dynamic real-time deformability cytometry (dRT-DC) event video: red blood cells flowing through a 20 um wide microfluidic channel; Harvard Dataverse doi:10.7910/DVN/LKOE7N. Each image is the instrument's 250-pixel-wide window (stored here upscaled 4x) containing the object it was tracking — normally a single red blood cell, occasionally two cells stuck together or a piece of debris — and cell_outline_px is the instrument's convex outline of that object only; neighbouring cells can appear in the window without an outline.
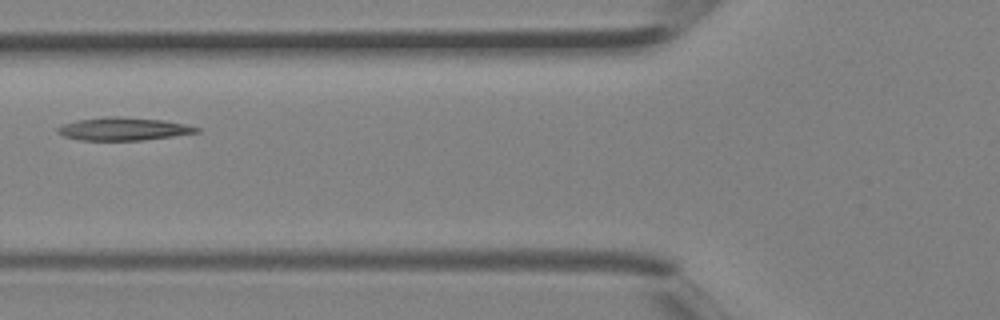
{"species": "Egyptian fruit bat (a non-hibernating species)", "species_latin": "Rousettus aegyptiacus", "temperature_condition": "room temperature", "stored_images_in_passage": 4, "camera_frame_rate_fps": 3000, "um_per_image_px": 0.085, "animal": {"sex": "female"}, "frame": {"image": 1, "passage_image": 4, "time_ms": 1.0, "image_size_px": [1000, 320], "cell_outline_px": [[200, 132], [144, 140], [80, 140], [64, 136], [56, 132], [56, 128], [64, 124], [76, 120], [104, 116], [120, 116], [164, 120], [184, 124], [200, 128]], "centroid_in_image_um": [10.47, 10.95], "position_along_channel_um": 115.3, "area_um2": 18.61}}